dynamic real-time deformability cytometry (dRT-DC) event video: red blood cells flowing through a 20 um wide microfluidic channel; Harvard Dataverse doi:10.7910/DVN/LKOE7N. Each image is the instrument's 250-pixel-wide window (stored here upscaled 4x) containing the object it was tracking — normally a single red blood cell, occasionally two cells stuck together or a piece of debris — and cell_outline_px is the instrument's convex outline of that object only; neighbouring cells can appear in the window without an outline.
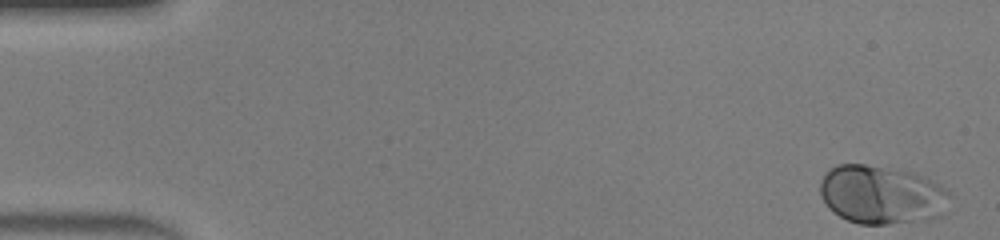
{"species": "human", "species_latin": "Homo sapiens", "temperature_condition": "warm", "stored_images_in_passage": 47, "camera_frame_rate_fps": 3000, "um_per_image_px": 0.085, "donor": {"sex": "male"}, "frame": {"image": 1, "passage_image": 1, "time_ms": 0.0, "image_size_px": [1000, 240], "cell_outline_px": [[952, 196], [936, 216], [928, 220], [888, 224], [860, 224], [848, 220], [840, 216], [828, 208], [820, 196], [820, 184], [828, 168], [836, 164], [864, 164], [900, 168], [912, 172], [944, 188]], "centroid_in_image_um": [74.87, 16.53], "position_along_channel_um": 10.1, "area_um2": 44.22}}
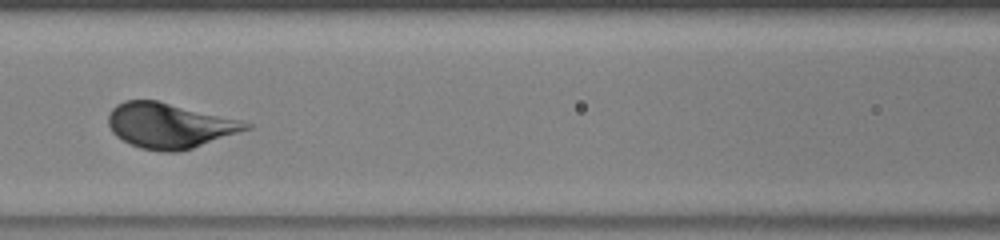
{"frame": {"image": 2, "passage_image": 21, "time_ms": 6.667, "image_size_px": [1000, 240], "cell_outline_px": [[252, 128], [192, 148], [176, 152], [160, 152], [140, 148], [116, 136], [112, 132], [108, 124], [108, 112], [116, 104], [124, 100], [156, 100], [240, 120], [252, 124]], "centroid_in_image_um": [14.37, 10.67], "position_along_channel_um": 152.2, "area_um2": 36.01}}
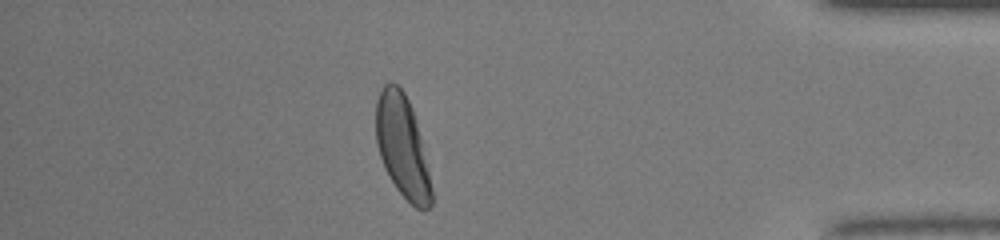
{"frame": {"image": 3, "passage_image": 41, "time_ms": 13.333, "image_size_px": [1000, 240], "cell_outline_px": [[432, 204], [428, 208], [416, 208], [396, 188], [384, 168], [376, 144], [376, 100], [384, 84], [388, 80], [392, 80], [404, 92], [412, 108], [416, 120], [420, 136], [432, 188]], "centroid_in_image_um": [34.17, 12.41], "position_along_channel_um": 401.0, "area_um2": 32.77}, "authors_computed_cell_mechanics": {"area_um2": 36.5874, "velocity_mm_per_s": 4.3045, "shape_relaxation_time_tau1_ms": 2.1419, "shape_relaxation_time_tau2_ms": null, "deformation_change_tau1": 0.1416, "deformation_change_tau2": null}}